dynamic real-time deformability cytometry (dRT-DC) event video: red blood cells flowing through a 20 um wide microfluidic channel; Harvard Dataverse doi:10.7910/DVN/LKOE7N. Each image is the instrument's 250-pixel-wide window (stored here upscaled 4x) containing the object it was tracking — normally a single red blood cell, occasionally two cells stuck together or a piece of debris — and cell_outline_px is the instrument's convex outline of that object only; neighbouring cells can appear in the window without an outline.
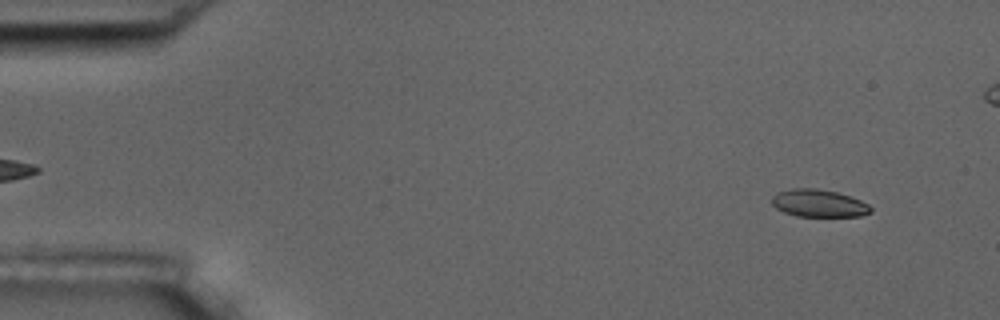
{"species": "common noctule bat (a hibernating species)", "species_latin": "Nyctalus noctula", "temperature_condition": "room temperature", "stored_images_in_passage": 57, "camera_frame_rate_fps": 3000, "um_per_image_px": 0.085, "animal": {"sex": "male", "body_mass_g": 17.5, "forearm_length_mm": 52.3}, "frame": {"image": 1, "passage_image": 4, "time_ms": 1.0, "image_size_px": [1000, 320], "cell_outline_px": [[872, 212], [860, 216], [796, 216], [784, 212], [776, 208], [772, 204], [772, 196], [776, 192], [792, 188], [816, 188], [836, 192], [860, 200], [868, 204], [872, 208]], "centroid_in_image_um": [69.57, 17.27], "position_along_channel_um": 15.4, "area_um2": 15.84}}
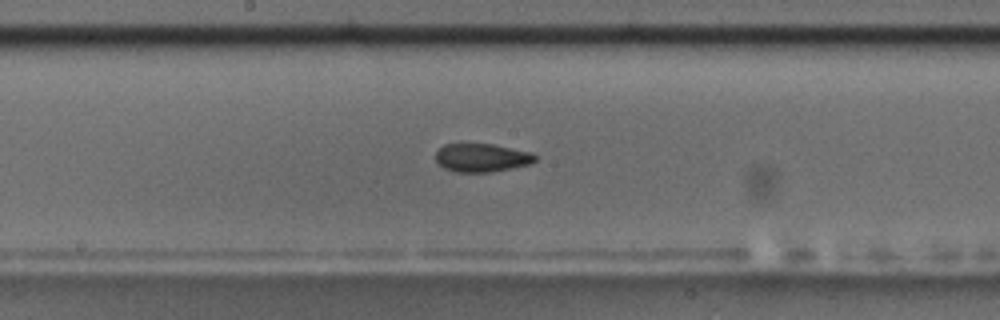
{"frame": {"image": 2, "passage_image": 29, "time_ms": 9.333, "image_size_px": [1000, 320], "cell_outline_px": [[536, 160], [532, 164], [492, 172], [456, 172], [444, 168], [436, 164], [436, 152], [444, 144], [492, 144], [532, 152], [536, 156]], "centroid_in_image_um": [40.95, 13.41], "position_along_channel_um": 207.2, "area_um2": 16.59}}
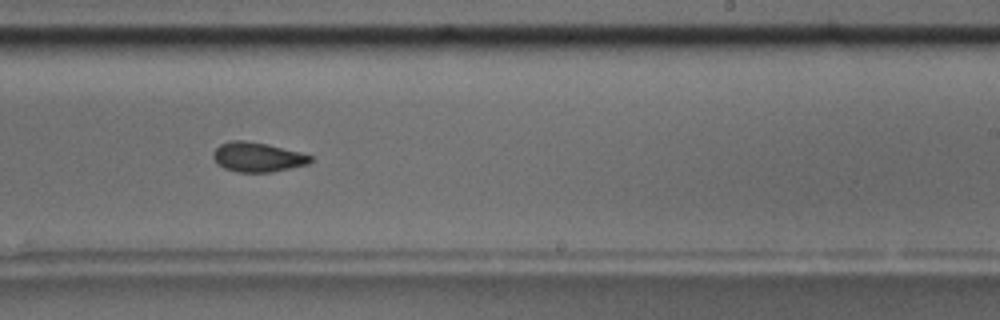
{"frame": {"image": 3, "passage_image": 34, "time_ms": 11.0, "image_size_px": [1000, 320], "cell_outline_px": [[312, 160], [308, 164], [272, 172], [236, 172], [224, 168], [216, 164], [212, 156], [212, 152], [220, 144], [228, 140], [244, 140], [268, 144], [300, 152], [312, 156]], "centroid_in_image_um": [21.85, 13.35], "position_along_channel_um": 267.2, "area_um2": 16.94}, "authors_computed_cell_mechanics": {"area_um2": 16.8198, "velocity_mm_per_s": 3.5933, "shape_relaxation_time_tau1_ms": null, "shape_relaxation_time_tau2_ms": 2.2785, "deformation_change_tau1": null, "deformation_change_tau2": 0.0719}}